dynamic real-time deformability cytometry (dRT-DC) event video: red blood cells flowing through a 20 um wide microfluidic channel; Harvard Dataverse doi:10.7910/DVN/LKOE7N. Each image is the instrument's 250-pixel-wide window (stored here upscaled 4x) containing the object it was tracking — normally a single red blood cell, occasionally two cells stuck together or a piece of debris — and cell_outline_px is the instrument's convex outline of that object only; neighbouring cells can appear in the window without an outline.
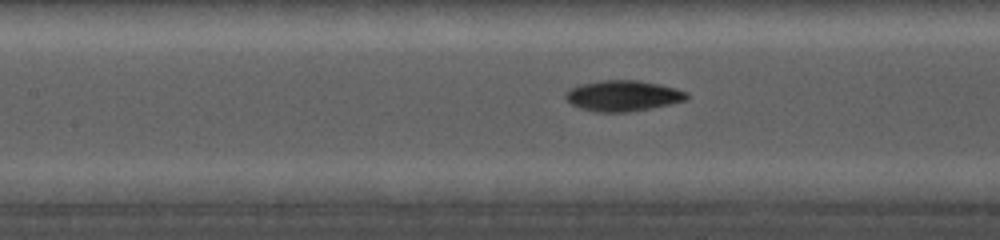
{"species": "common noctule bat (a hibernating species)", "species_latin": "Nyctalus noctula", "temperature_condition": "cold", "stored_images_in_passage": 23, "camera_frame_rate_fps": 5000, "um_per_image_px": 0.085, "animal": {"sex": "female", "body_mass_g": 19.0, "forearm_length_mm": 56.7}, "frame": {"image": 1, "passage_image": 7, "time_ms": 3.6, "image_size_px": [1000, 240], "cell_outline_px": [[688, 96], [684, 100], [652, 108], [628, 112], [596, 112], [580, 108], [572, 104], [564, 96], [564, 92], [568, 88], [580, 84], [600, 80], [636, 80], [660, 84], [676, 88], [688, 92]], "centroid_in_image_um": [52.91, 8.13], "position_along_channel_um": 154.5, "area_um2": 21.79}}
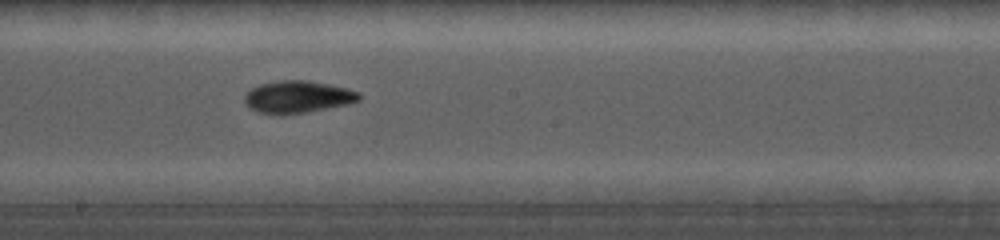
{"frame": {"image": 2, "passage_image": 12, "time_ms": 5.4, "image_size_px": [1000, 240], "cell_outline_px": [[360, 100], [348, 104], [308, 112], [280, 116], [260, 112], [248, 108], [244, 104], [244, 96], [252, 88], [260, 84], [280, 80], [304, 80], [328, 84], [348, 88], [360, 92]], "centroid_in_image_um": [25.29, 8.25], "position_along_channel_um": 222.9, "area_um2": 21.73}}
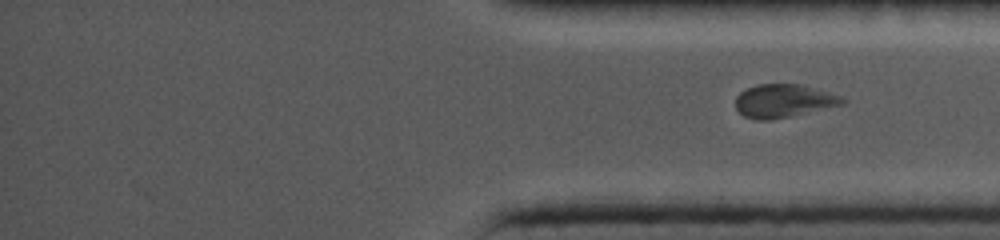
{"frame": {"image": 3, "passage_image": 23, "time_ms": 9.2, "image_size_px": [1000, 240], "cell_outline_px": [[848, 100], [844, 104], [792, 116], [768, 120], [756, 120], [744, 116], [736, 108], [736, 96], [740, 92], [756, 84], [800, 84], [844, 96]], "centroid_in_image_um": [66.64, 8.57], "position_along_channel_um": 368.6, "area_um2": 20.81}}